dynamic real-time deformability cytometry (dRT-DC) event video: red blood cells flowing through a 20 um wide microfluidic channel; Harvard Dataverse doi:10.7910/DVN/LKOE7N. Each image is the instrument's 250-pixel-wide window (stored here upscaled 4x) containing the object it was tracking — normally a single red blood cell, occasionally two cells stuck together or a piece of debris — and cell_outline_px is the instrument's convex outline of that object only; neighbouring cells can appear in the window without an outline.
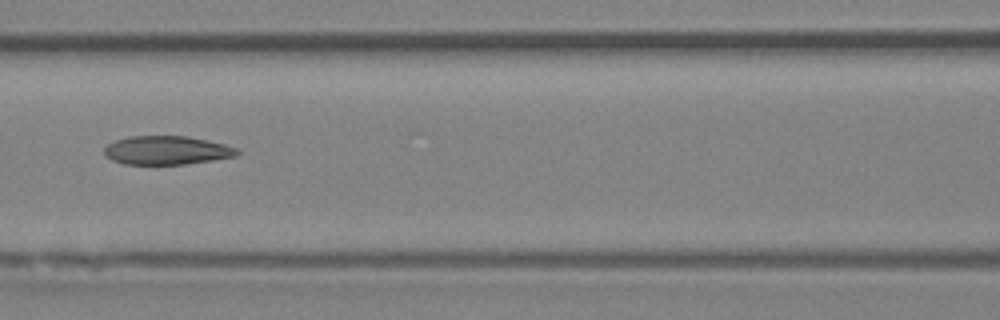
{"species": "Egyptian fruit bat (a non-hibernating species)", "species_latin": "Rousettus aegyptiacus", "temperature_condition": "room temperature", "stored_images_in_passage": 33, "camera_frame_rate_fps": 3000, "um_per_image_px": 0.085, "animal": {"sex": "female"}, "frame": {"image": 1, "passage_image": 17, "time_ms": 5.333, "image_size_px": [1000, 320], "cell_outline_px": [[240, 152], [236, 156], [212, 160], [184, 164], [124, 164], [112, 160], [104, 156], [104, 148], [108, 144], [116, 140], [128, 136], [184, 136], [224, 144], [236, 148]], "centroid_in_image_um": [14.13, 12.78], "position_along_channel_um": 152.5, "area_um2": 22.02}}